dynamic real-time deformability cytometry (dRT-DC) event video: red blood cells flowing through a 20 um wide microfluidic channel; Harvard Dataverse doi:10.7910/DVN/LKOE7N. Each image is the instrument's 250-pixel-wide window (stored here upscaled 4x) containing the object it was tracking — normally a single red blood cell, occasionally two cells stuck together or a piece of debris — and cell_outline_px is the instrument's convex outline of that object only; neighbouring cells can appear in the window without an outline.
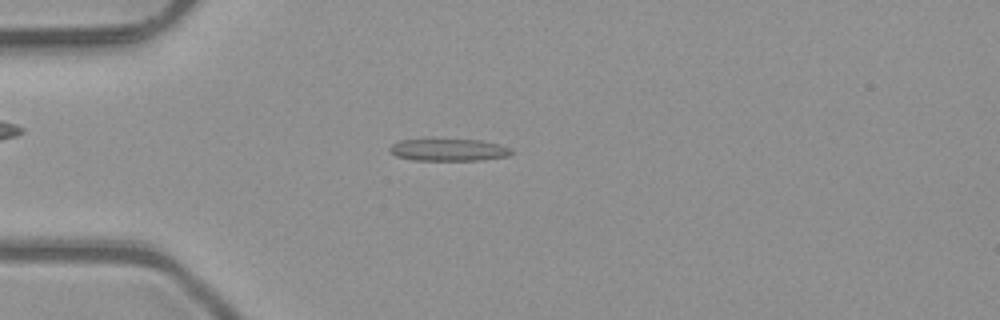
{"species": "common noctule bat (a hibernating species)", "species_latin": "Nyctalus noctula", "temperature_condition": "room temperature", "stored_images_in_passage": 4, "camera_frame_rate_fps": 3000, "um_per_image_px": 0.085, "animal": {"sex": "male", "body_mass_g": 23.1, "forearm_length_mm": 52.7}, "frame": {"image": 1, "passage_image": 4, "time_ms": 1.0, "image_size_px": [1000, 320], "cell_outline_px": [[512, 152], [508, 156], [480, 160], [412, 160], [396, 156], [388, 148], [392, 144], [400, 140], [480, 140], [500, 144], [512, 148]], "centroid_in_image_um": [38.16, 12.74], "position_along_channel_um": 46.8, "area_um2": 15.55}}